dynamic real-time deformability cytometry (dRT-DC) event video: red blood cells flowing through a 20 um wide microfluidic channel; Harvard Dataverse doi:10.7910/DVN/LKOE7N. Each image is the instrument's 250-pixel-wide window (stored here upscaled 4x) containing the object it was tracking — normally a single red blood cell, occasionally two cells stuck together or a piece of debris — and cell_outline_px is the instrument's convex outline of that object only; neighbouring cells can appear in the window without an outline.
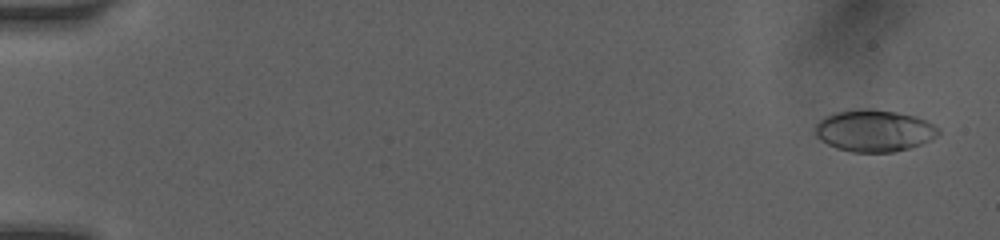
{"species": "human", "species_latin": "Homo sapiens", "temperature_condition": "room temperature", "stored_images_in_passage": 13, "camera_frame_rate_fps": 3000, "um_per_image_px": 0.085, "donor": {"sex": "female"}, "frame": {"image": 1, "passage_image": 2, "time_ms": 0.333, "image_size_px": [1000, 240], "cell_outline_px": [[940, 132], [936, 136], [920, 144], [908, 148], [892, 152], [852, 152], [836, 148], [820, 140], [816, 136], [812, 128], [824, 116], [836, 112], [868, 108], [896, 112], [916, 116], [928, 120], [940, 128]], "centroid_in_image_um": [74.28, 11.1], "position_along_channel_um": 10.7, "area_um2": 30.17}}
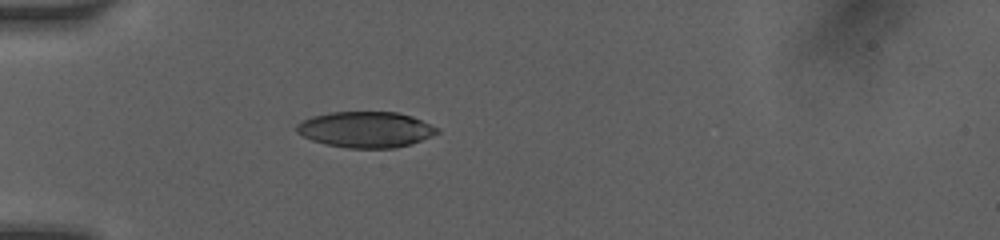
{"frame": {"image": 2, "passage_image": 10, "time_ms": 5.0, "image_size_px": [1000, 240], "cell_outline_px": [[440, 132], [432, 136], [408, 144], [392, 148], [348, 148], [328, 144], [312, 140], [296, 132], [296, 124], [312, 116], [332, 112], [396, 112], [412, 116], [440, 128]], "centroid_in_image_um": [31.1, 11.0], "position_along_channel_um": 53.9, "area_um2": 29.19}}
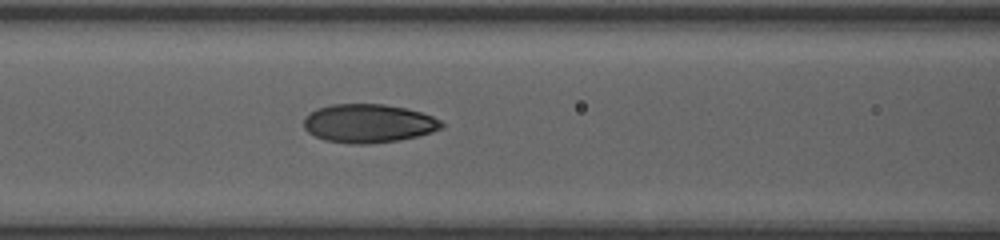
{"frame": {"image": 3, "passage_image": 13, "time_ms": 7.333, "image_size_px": [1000, 240], "cell_outline_px": [[444, 128], [432, 132], [400, 140], [368, 144], [352, 144], [324, 140], [308, 132], [304, 128], [304, 116], [316, 108], [332, 104], [384, 104], [408, 108], [432, 116], [440, 120], [444, 124]], "centroid_in_image_um": [31.32, 10.48], "position_along_channel_um": 135.3, "area_um2": 31.21}}